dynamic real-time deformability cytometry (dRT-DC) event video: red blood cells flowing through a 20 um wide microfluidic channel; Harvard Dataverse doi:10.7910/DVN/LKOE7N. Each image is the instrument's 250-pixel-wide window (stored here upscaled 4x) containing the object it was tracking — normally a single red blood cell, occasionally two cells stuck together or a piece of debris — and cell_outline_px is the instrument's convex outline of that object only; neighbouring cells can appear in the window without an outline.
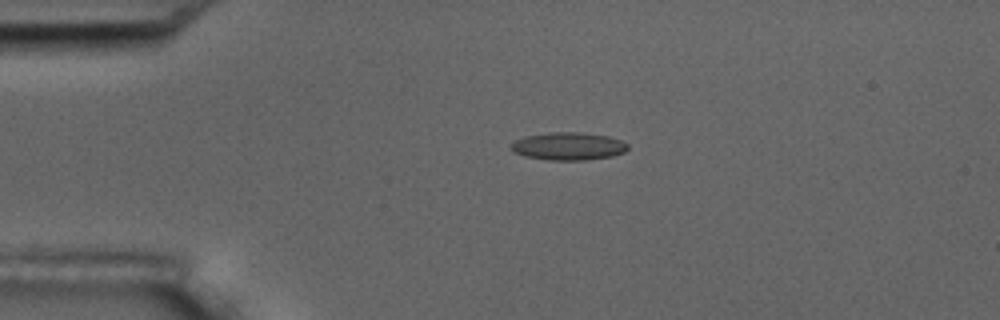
{"species": "common noctule bat (a hibernating species)", "species_latin": "Nyctalus noctula", "temperature_condition": "room temperature", "stored_images_in_passage": 4, "camera_frame_rate_fps": 3000, "um_per_image_px": 0.085, "animal": {"sex": "male", "body_mass_g": 17.5, "forearm_length_mm": 52.3}, "frame": {"image": 1, "passage_image": 3, "time_ms": 0.667, "image_size_px": [1000, 320], "cell_outline_px": [[628, 148], [624, 152], [612, 156], [584, 160], [548, 160], [524, 156], [512, 152], [508, 148], [516, 140], [524, 136], [548, 132], [580, 132], [608, 136], [620, 140], [628, 144]], "centroid_in_image_um": [48.27, 12.43], "position_along_channel_um": 36.7, "area_um2": 19.02}}